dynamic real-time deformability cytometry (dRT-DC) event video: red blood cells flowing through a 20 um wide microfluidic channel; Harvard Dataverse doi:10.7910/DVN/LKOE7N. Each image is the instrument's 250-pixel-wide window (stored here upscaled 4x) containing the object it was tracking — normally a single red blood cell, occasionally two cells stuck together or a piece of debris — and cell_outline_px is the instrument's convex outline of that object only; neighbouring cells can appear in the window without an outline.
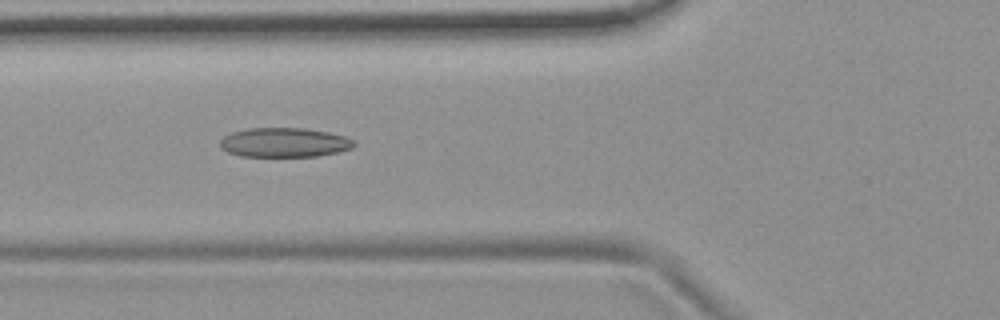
{"species": "common noctule bat (a hibernating species)", "species_latin": "Nyctalus noctula", "temperature_condition": "room temperature", "stored_images_in_passage": 10, "camera_frame_rate_fps": 3000, "um_per_image_px": 0.085, "animal": {"sex": "female", "body_mass_g": 19.9}, "frame": {"image": 1, "passage_image": 5, "time_ms": 4.667, "image_size_px": [1000, 320], "cell_outline_px": [[356, 144], [352, 148], [336, 152], [316, 156], [240, 156], [228, 152], [220, 148], [220, 140], [224, 136], [232, 132], [248, 128], [304, 128], [328, 132], [344, 136], [356, 140]], "centroid_in_image_um": [24.16, 12.1], "position_along_channel_um": 101.6, "area_um2": 22.95}}
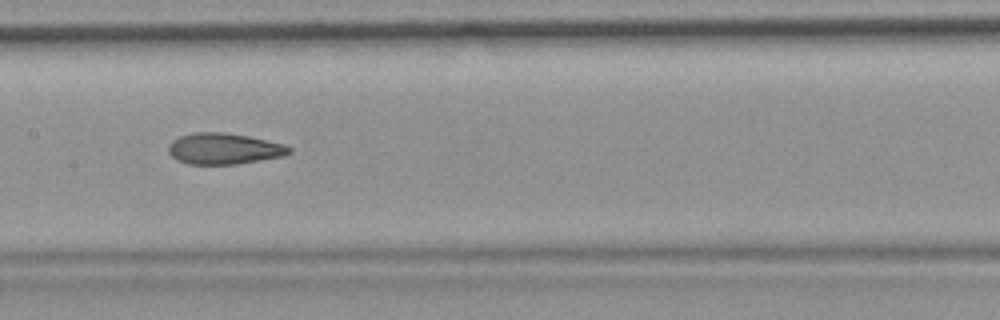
{"frame": {"image": 2, "passage_image": 7, "time_ms": 7.0, "image_size_px": [1000, 320], "cell_outline_px": [[292, 152], [280, 156], [236, 164], [188, 164], [176, 160], [168, 152], [168, 144], [172, 140], [180, 136], [192, 132], [224, 132], [248, 136], [284, 144], [292, 148]], "centroid_in_image_um": [18.98, 12.63], "position_along_channel_um": 188.4, "area_um2": 21.85}}
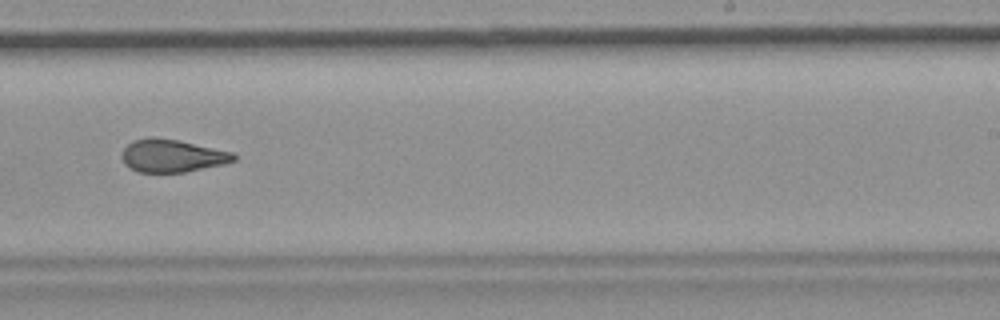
{"frame": {"image": 3, "passage_image": 9, "time_ms": 9.333, "image_size_px": [1000, 320], "cell_outline_px": [[236, 160], [224, 164], [184, 172], [140, 172], [124, 164], [120, 156], [124, 148], [132, 140], [152, 136], [180, 140], [232, 152], [236, 156]], "centroid_in_image_um": [14.61, 13.22], "position_along_channel_um": 274.4, "area_um2": 21.44}}